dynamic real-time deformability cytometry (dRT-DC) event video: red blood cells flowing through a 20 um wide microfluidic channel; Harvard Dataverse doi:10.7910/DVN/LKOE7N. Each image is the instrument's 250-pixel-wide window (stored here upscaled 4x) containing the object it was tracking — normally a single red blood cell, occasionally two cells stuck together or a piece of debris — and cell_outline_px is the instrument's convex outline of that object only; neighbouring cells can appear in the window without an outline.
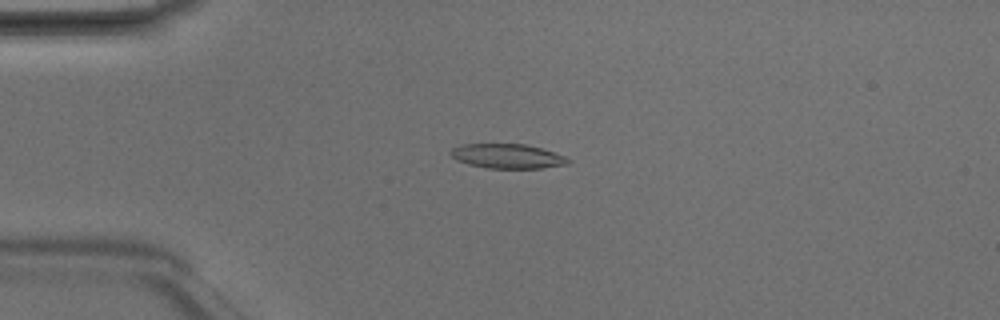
{"species": "Egyptian fruit bat (a non-hibernating species)", "species_latin": "Rousettus aegyptiacus", "temperature_condition": "room temperature", "stored_images_in_passage": 5, "camera_frame_rate_fps": 3000, "um_per_image_px": 0.085, "animal": {"sex": "male"}, "frame": {"image": 1, "passage_image": 4, "time_ms": 1.0, "image_size_px": [1000, 320], "cell_outline_px": [[572, 160], [568, 164], [540, 168], [488, 168], [468, 164], [456, 160], [448, 152], [452, 148], [464, 144], [524, 144], [540, 148], [564, 156]], "centroid_in_image_um": [43.1, 13.27], "position_along_channel_um": 41.9, "area_um2": 16.65}}